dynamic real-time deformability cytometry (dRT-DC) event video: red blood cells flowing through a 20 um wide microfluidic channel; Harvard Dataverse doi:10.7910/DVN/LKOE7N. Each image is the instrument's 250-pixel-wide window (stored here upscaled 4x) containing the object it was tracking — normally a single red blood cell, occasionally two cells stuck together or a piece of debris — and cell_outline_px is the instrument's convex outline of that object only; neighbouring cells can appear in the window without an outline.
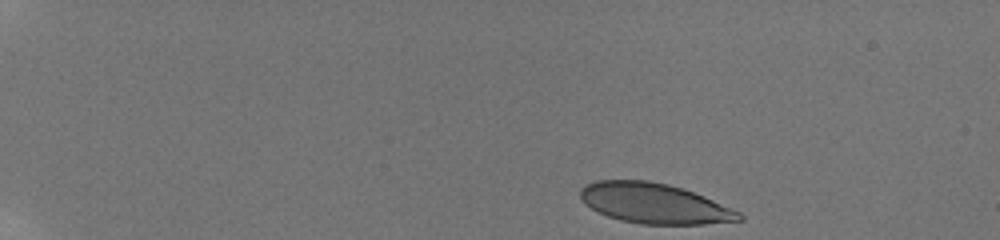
{"species": "human", "species_latin": "Homo sapiens", "temperature_condition": "room temperature", "stored_images_in_passage": 45, "camera_frame_rate_fps": 3000, "um_per_image_px": 0.085, "donor": {"sex": "male"}, "frame": {"image": 1, "passage_image": 1, "time_ms": 0.0, "image_size_px": [1000, 240], "cell_outline_px": [[744, 220], [704, 224], [640, 224], [620, 220], [608, 216], [584, 204], [580, 196], [580, 188], [596, 180], [648, 180], [668, 184], [684, 188], [704, 196], [732, 208], [740, 212], [744, 216]], "centroid_in_image_um": [55.64, 17.28], "position_along_channel_um": 29.4, "area_um2": 37.28}}
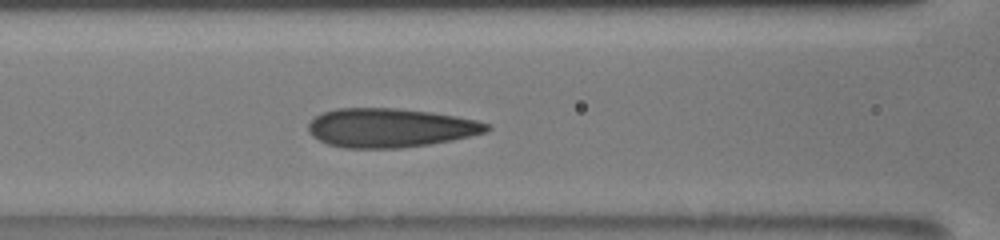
{"frame": {"image": 2, "passage_image": 19, "time_ms": 6.0, "image_size_px": [1000, 240], "cell_outline_px": [[492, 128], [488, 132], [452, 140], [428, 144], [400, 148], [344, 148], [328, 144], [312, 136], [308, 132], [308, 124], [320, 112], [336, 108], [396, 108], [432, 112], [456, 116], [476, 120], [488, 124]], "centroid_in_image_um": [33.16, 10.86], "position_along_channel_um": 133.4, "area_um2": 40.69}}
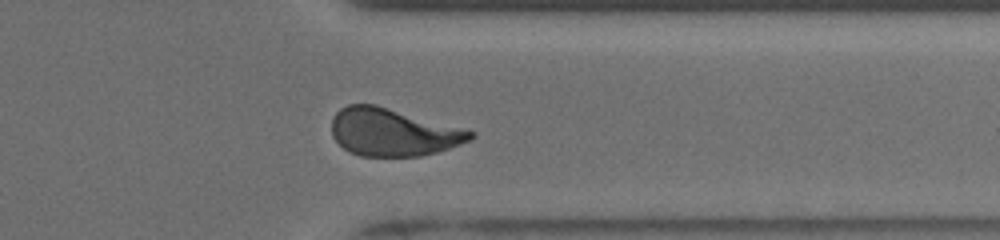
{"frame": {"image": 3, "passage_image": 38, "time_ms": 12.333, "image_size_px": [1000, 240], "cell_outline_px": [[476, 136], [472, 140], [436, 152], [420, 156], [360, 156], [344, 148], [332, 136], [332, 116], [340, 108], [348, 104], [376, 104], [468, 128], [476, 132]], "centroid_in_image_um": [33.46, 11.21], "position_along_channel_um": 377.9, "area_um2": 39.02}, "authors_computed_cell_mechanics": {"area_um2": 39.1884, "velocity_mm_per_s": 3.8657, "shape_relaxation_time_tau1_ms": 6.0146, "shape_relaxation_time_tau2_ms": 0.7597, "deformation_change_tau1": 0.2029, "deformation_change_tau2": 0.0631}}